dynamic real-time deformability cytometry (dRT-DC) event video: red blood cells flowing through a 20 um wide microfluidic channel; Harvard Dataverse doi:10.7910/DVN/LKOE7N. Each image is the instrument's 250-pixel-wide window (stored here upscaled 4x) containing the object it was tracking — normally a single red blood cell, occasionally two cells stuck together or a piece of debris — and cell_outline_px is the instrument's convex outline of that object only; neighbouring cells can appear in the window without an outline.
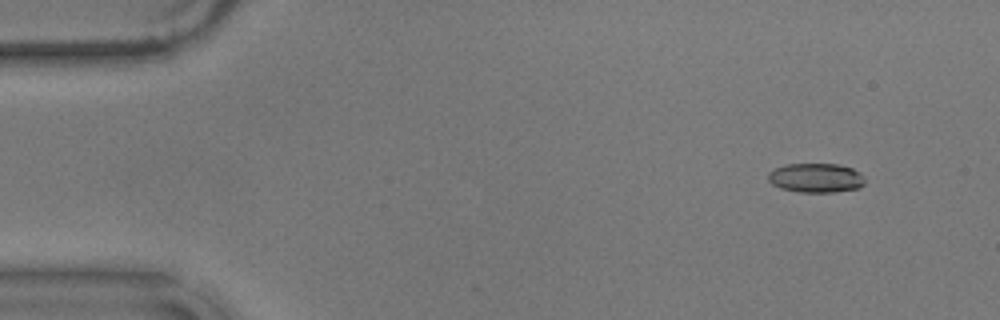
{"species": "common noctule bat (a hibernating species)", "species_latin": "Nyctalus noctula", "temperature_condition": "warm", "stored_images_in_passage": 16, "camera_frame_rate_fps": 3000, "um_per_image_px": 0.085, "animal": {"sex": "male", "body_mass_g": 17.9}, "frame": {"image": 1, "passage_image": 1, "time_ms": 0.0, "image_size_px": [1000, 320], "cell_outline_px": [[864, 184], [860, 188], [832, 192], [800, 192], [780, 188], [772, 184], [768, 180], [768, 172], [784, 164], [840, 164], [852, 168], [860, 172], [864, 176]], "centroid_in_image_um": [69.36, 15.11], "position_along_channel_um": 15.6, "area_um2": 16.65}}
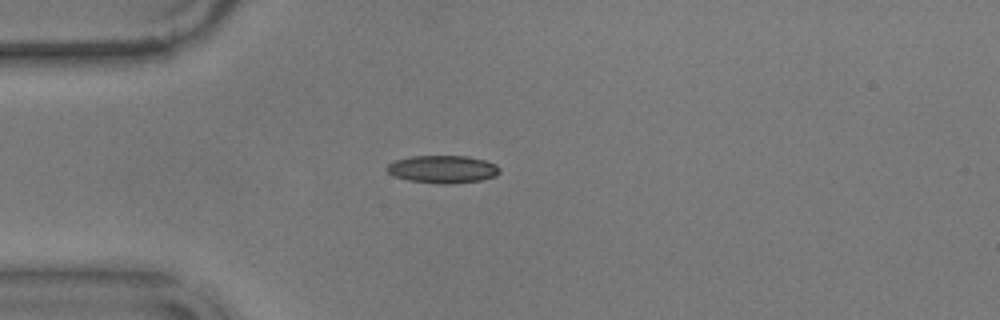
{"frame": {"image": 2, "passage_image": 11, "time_ms": 3.333, "image_size_px": [1000, 320], "cell_outline_px": [[500, 172], [496, 176], [480, 180], [452, 184], [440, 184], [408, 180], [392, 176], [384, 168], [392, 160], [412, 156], [464, 156], [484, 160], [496, 164], [500, 168]], "centroid_in_image_um": [37.59, 14.39], "position_along_channel_um": 47.4, "area_um2": 18.38}}